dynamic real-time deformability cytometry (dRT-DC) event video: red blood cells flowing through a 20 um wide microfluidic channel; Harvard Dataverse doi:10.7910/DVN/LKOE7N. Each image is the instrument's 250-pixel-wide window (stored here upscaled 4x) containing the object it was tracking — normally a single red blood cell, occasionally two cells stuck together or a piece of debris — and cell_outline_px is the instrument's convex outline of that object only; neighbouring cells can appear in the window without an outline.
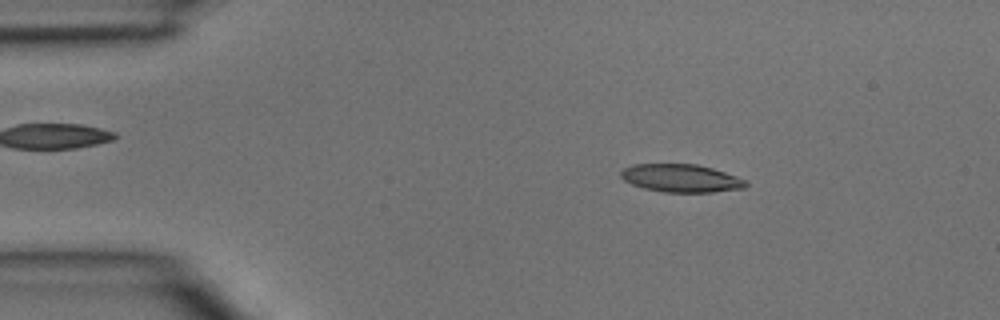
{"species": "common noctule bat (a hibernating species)", "species_latin": "Nyctalus noctula", "temperature_condition": "room temperature", "stored_images_in_passage": 2, "camera_frame_rate_fps": 3000, "um_per_image_px": 0.085, "animal": {"sex": "male", "body_mass_g": 15.6}, "frame": {"image": 1, "passage_image": 1, "time_ms": 0.0, "image_size_px": [1000, 320], "cell_outline_px": [[748, 184], [744, 188], [712, 192], [664, 192], [644, 188], [632, 184], [624, 180], [620, 176], [620, 172], [624, 168], [632, 164], [696, 164], [712, 168], [736, 176], [744, 180]], "centroid_in_image_um": [57.86, 15.14], "position_along_channel_um": 27.1, "area_um2": 20.23}}